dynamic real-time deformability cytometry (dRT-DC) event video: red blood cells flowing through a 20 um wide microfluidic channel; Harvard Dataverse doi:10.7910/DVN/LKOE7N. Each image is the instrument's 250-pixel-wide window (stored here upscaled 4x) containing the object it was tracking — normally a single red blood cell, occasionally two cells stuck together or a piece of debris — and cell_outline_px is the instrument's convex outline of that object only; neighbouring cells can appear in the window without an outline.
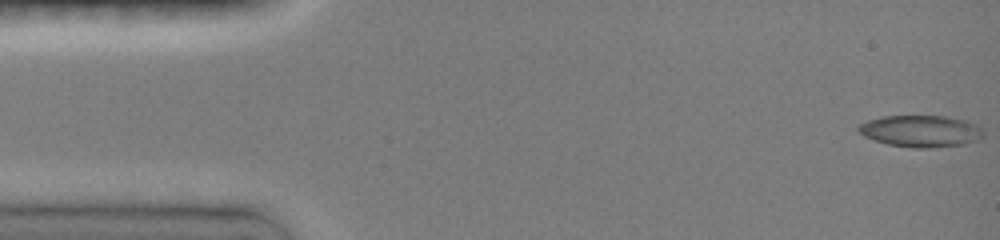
{"species": "common noctule bat (a hibernating species)", "species_latin": "Nyctalus noctula", "temperature_condition": "room temperature", "stored_images_in_passage": 9, "camera_frame_rate_fps": 3000, "um_per_image_px": 0.085, "animal": {"sex": "female", "body_mass_g": 19.0, "forearm_length_mm": 51.5}, "frame": {"image": 1, "passage_image": 1, "time_ms": 0.0, "image_size_px": [1000, 240], "cell_outline_px": [[984, 136], [980, 140], [964, 144], [932, 148], [912, 148], [888, 144], [864, 136], [856, 128], [860, 124], [868, 120], [884, 116], [944, 116], [964, 120], [976, 124], [984, 132]], "centroid_in_image_um": [78.3, 11.15], "position_along_channel_um": 6.7, "area_um2": 23.12}}
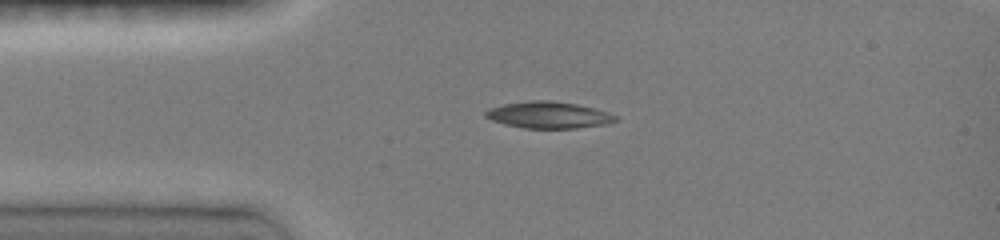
{"frame": {"image": 2, "passage_image": 6, "time_ms": 3.333, "image_size_px": [1000, 240], "cell_outline_px": [[620, 120], [608, 124], [576, 128], [524, 128], [504, 124], [492, 120], [484, 116], [484, 112], [488, 108], [504, 104], [528, 100], [552, 100], [576, 104], [608, 112], [620, 116]], "centroid_in_image_um": [46.65, 9.77], "position_along_channel_um": 38.3, "area_um2": 20.4}}
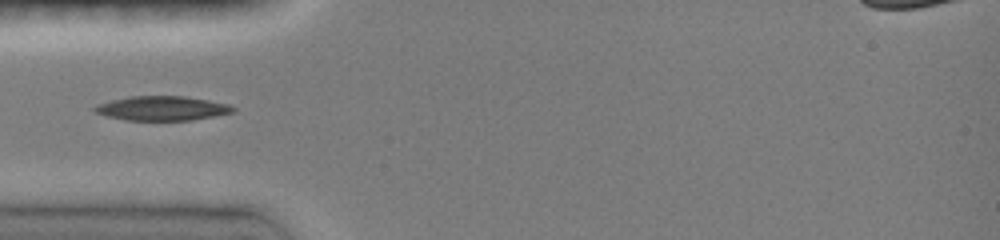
{"frame": {"image": 3, "passage_image": 8, "time_ms": 4.667, "image_size_px": [1000, 240], "cell_outline_px": [[236, 112], [192, 120], [124, 120], [108, 116], [96, 112], [92, 108], [96, 104], [112, 100], [132, 96], [184, 96], [232, 104], [236, 108]], "centroid_in_image_um": [13.83, 9.2], "position_along_channel_um": 71.2, "area_um2": 19.71}}